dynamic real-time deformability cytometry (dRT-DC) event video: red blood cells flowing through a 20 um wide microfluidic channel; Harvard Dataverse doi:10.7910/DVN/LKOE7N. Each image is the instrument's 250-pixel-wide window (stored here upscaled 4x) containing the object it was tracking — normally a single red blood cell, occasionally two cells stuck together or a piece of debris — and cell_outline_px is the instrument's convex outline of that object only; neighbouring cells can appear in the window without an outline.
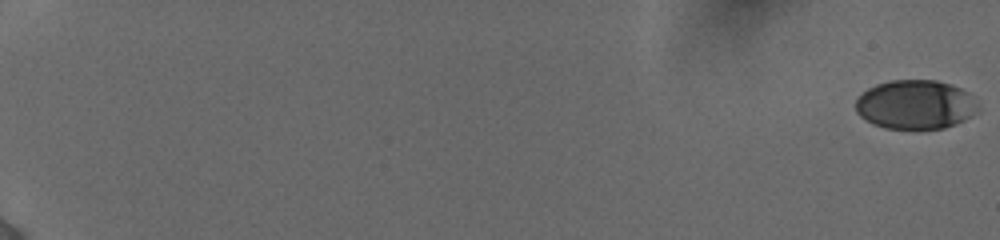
{"species": "human", "species_latin": "Homo sapiens", "temperature_condition": "cold", "stored_images_in_passage": 22, "camera_frame_rate_fps": 3000, "um_per_image_px": 0.085, "donor": {"sex": "female"}, "frame": {"image": 1, "passage_image": 1, "time_ms": 0.0, "image_size_px": [1000, 240], "cell_outline_px": [[980, 112], [956, 124], [944, 128], [884, 128], [872, 124], [864, 120], [856, 112], [856, 100], [868, 88], [876, 84], [892, 80], [936, 80], [952, 84], [968, 92], [980, 108]], "centroid_in_image_um": [77.83, 8.89], "position_along_channel_um": 7.2, "area_um2": 35.2}}
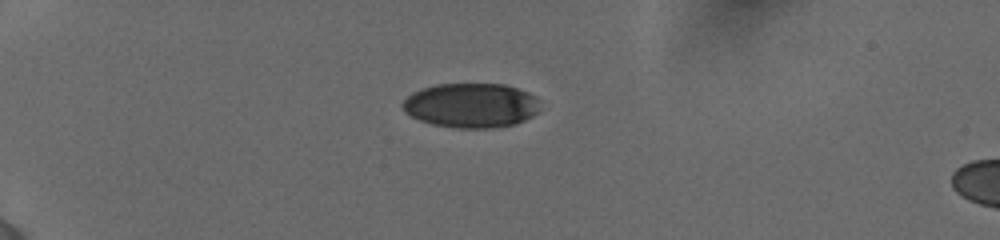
{"frame": {"image": 2, "passage_image": 16, "time_ms": 5.667, "image_size_px": [1000, 240], "cell_outline_px": [[540, 112], [516, 124], [492, 128], [452, 128], [432, 124], [420, 120], [404, 112], [400, 104], [412, 92], [436, 84], [504, 84], [528, 92], [536, 96]], "centroid_in_image_um": [40.04, 8.96], "position_along_channel_um": 45.0, "area_um2": 35.89}}
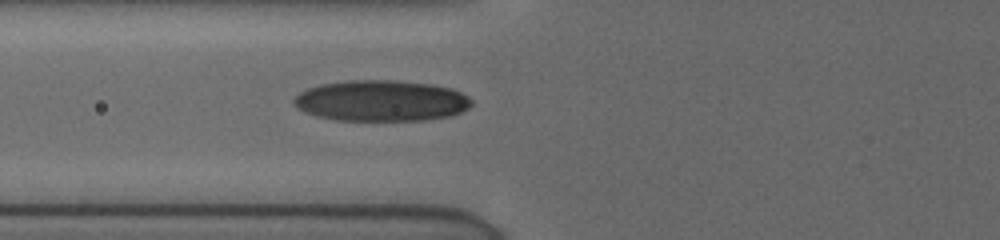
{"frame": {"image": 3, "passage_image": 22, "time_ms": 8.333, "image_size_px": [1000, 240], "cell_outline_px": [[472, 104], [468, 108], [452, 116], [424, 120], [336, 120], [316, 116], [300, 108], [292, 100], [300, 92], [308, 88], [324, 84], [348, 80], [396, 80], [432, 84], [452, 88], [468, 96], [472, 100]], "centroid_in_image_um": [32.46, 8.56], "position_along_channel_um": 93.3, "area_um2": 42.31}}